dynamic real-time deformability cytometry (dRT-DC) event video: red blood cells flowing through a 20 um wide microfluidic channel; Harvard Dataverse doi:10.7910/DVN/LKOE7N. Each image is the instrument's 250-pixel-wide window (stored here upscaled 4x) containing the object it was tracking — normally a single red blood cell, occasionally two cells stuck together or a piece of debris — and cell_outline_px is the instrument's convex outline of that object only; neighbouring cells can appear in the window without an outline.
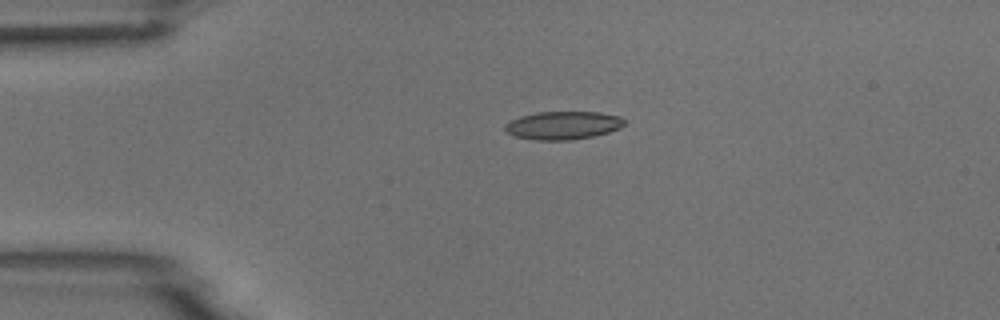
{"species": "common noctule bat (a hibernating species)", "species_latin": "Nyctalus noctula", "temperature_condition": "room temperature", "stored_images_in_passage": 42, "camera_frame_rate_fps": 3000, "um_per_image_px": 0.085, "animal": {"sex": "male", "body_mass_g": 18.8}, "frame": {"image": 1, "passage_image": 1, "time_ms": 0.0, "image_size_px": [1000, 320], "cell_outline_px": [[624, 124], [620, 128], [608, 132], [592, 136], [572, 140], [536, 140], [516, 136], [508, 132], [504, 128], [504, 124], [520, 116], [536, 112], [600, 112], [620, 116], [624, 120]], "centroid_in_image_um": [47.86, 10.65], "position_along_channel_um": 37.1, "area_um2": 19.48}}
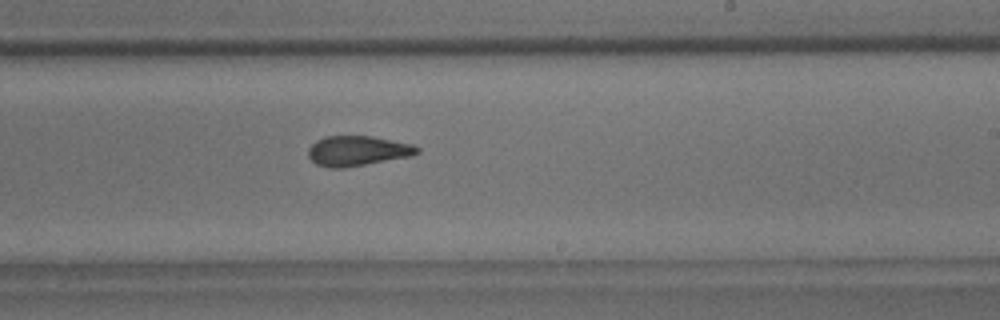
{"frame": {"image": 2, "passage_image": 21, "time_ms": 6.667, "image_size_px": [1000, 320], "cell_outline_px": [[420, 152], [412, 156], [344, 168], [332, 168], [316, 164], [308, 156], [308, 148], [316, 140], [324, 136], [372, 136], [412, 144], [420, 148]], "centroid_in_image_um": [30.39, 12.82], "position_along_channel_um": 258.6, "area_um2": 19.13}}
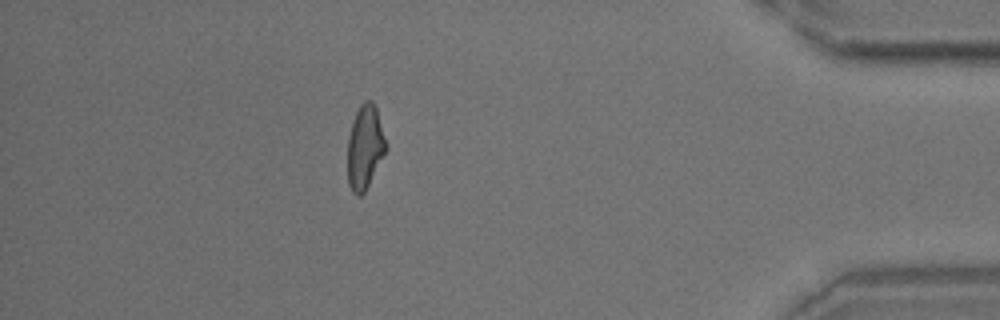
{"frame": {"image": 3, "passage_image": 36, "time_ms": 11.667, "image_size_px": [1000, 320], "cell_outline_px": [[388, 148], [364, 192], [360, 196], [356, 196], [352, 192], [348, 184], [348, 136], [356, 112], [360, 104], [364, 100], [372, 100], [376, 108], [388, 144]], "centroid_in_image_um": [31.03, 12.5], "position_along_channel_um": 404.2, "area_um2": 18.84}}